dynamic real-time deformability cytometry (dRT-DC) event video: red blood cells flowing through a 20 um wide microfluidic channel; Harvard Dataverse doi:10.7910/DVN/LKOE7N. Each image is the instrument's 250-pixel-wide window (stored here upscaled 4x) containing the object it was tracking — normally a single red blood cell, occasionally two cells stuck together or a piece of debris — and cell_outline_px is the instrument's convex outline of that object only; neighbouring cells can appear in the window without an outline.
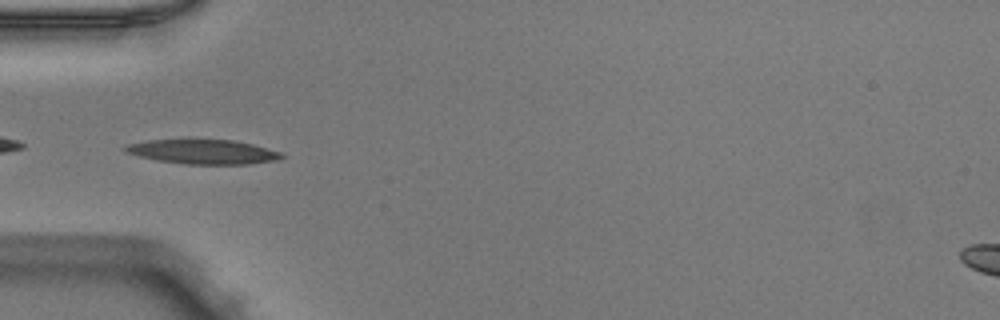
{"species": "Egyptian fruit bat (a non-hibernating species)", "species_latin": "Rousettus aegyptiacus", "temperature_condition": "warm", "stored_images_in_passage": 35, "camera_frame_rate_fps": 3000, "um_per_image_px": 0.085, "animal": {"sex": "male"}, "frame": {"image": 1, "passage_image": 1, "time_ms": 0.0, "image_size_px": [1000, 320], "cell_outline_px": [[284, 156], [272, 160], [248, 164], [184, 164], [156, 160], [140, 156], [128, 152], [120, 148], [128, 144], [148, 140], [188, 136], [232, 140], [252, 144], [280, 152]], "centroid_in_image_um": [17.14, 12.84], "position_along_channel_um": 67.9, "area_um2": 23.06}}
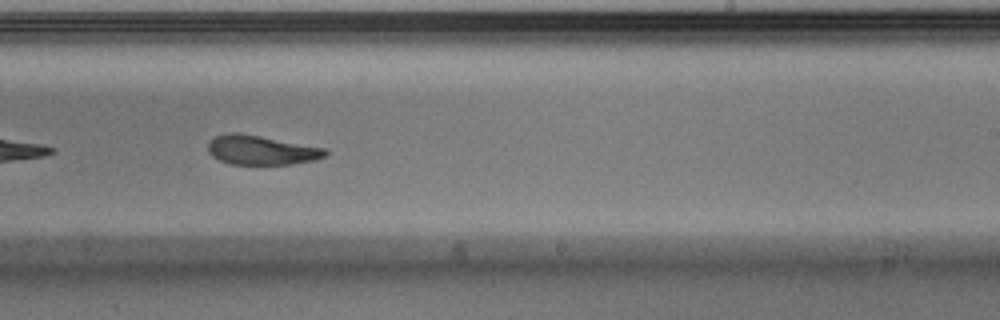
{"frame": {"image": 2, "passage_image": 16, "time_ms": 5.0, "image_size_px": [1000, 320], "cell_outline_px": [[328, 156], [316, 160], [292, 164], [232, 164], [220, 160], [212, 156], [208, 152], [208, 144], [216, 136], [228, 132], [240, 132], [328, 148]], "centroid_in_image_um": [22.27, 12.75], "position_along_channel_um": 266.7, "area_um2": 20.35}, "authors_computed_cell_mechanics": {"area_um2": 21.3282, "velocity_mm_per_s": 3.97, "shape_relaxation_time_tau1_ms": 3.5969, "shape_relaxation_time_tau2_ms": 2.3856, "deformation_change_tau1": 0.1608, "deformation_change_tau2": 0.1055}}